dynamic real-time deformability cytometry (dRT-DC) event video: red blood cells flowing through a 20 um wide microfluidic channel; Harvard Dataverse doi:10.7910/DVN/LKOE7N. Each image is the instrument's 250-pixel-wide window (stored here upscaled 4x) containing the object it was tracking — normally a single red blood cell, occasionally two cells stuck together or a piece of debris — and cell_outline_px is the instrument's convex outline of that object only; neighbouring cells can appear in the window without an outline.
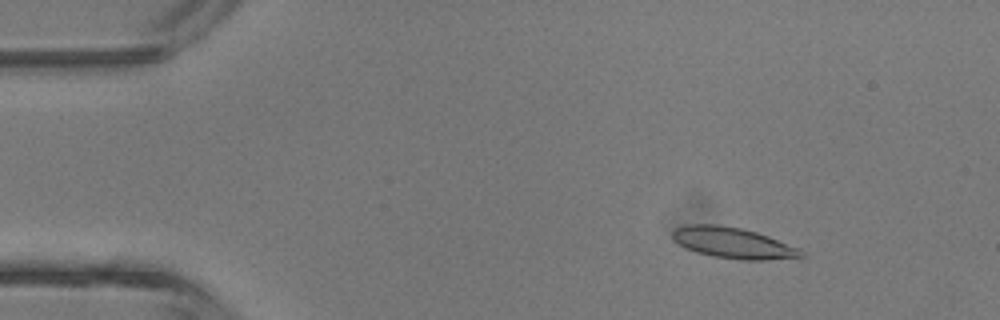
{"species": "common noctule bat (a hibernating species)", "species_latin": "Nyctalus noctula", "temperature_condition": "room temperature", "stored_images_in_passage": 3, "camera_frame_rate_fps": 3000, "um_per_image_px": 0.085, "animal": {"sex": "male", "body_mass_g": 13.3}, "frame": {"image": 1, "passage_image": 2, "time_ms": 1.0, "image_size_px": [1000, 320], "cell_outline_px": [[808, 256], [768, 260], [740, 260], [712, 256], [696, 252], [672, 240], [672, 232], [676, 228], [688, 224], [716, 224], [740, 228], [756, 232], [768, 236], [800, 248]], "centroid_in_image_um": [62.34, 20.65], "position_along_channel_um": 22.7, "area_um2": 23.24}}